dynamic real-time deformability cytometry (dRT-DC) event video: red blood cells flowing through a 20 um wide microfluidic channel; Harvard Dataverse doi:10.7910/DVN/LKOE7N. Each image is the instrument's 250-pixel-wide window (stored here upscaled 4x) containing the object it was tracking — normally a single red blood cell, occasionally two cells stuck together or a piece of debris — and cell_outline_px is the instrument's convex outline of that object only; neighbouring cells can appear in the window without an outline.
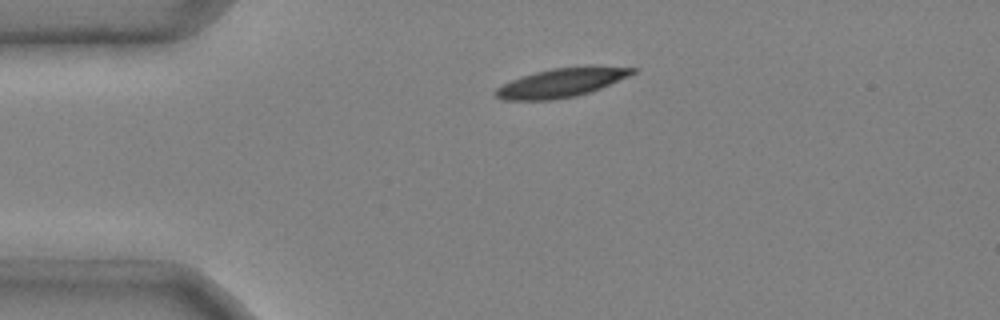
{"species": "common noctule bat (a hibernating species)", "species_latin": "Nyctalus noctula", "temperature_condition": "cold", "stored_images_in_passage": 33, "camera_frame_rate_fps": 3000, "um_per_image_px": 0.085, "animal": {"sex": "male", "body_mass_g": 20.4}, "frame": {"image": 1, "passage_image": 1, "time_ms": 0.0, "image_size_px": [1000, 320], "cell_outline_px": [[640, 68], [636, 72], [628, 76], [600, 88], [576, 96], [552, 100], [504, 100], [496, 96], [492, 92], [496, 88], [512, 80], [536, 72], [552, 68], [588, 64], [592, 64]], "centroid_in_image_um": [47.78, 6.99], "position_along_channel_um": 37.2, "area_um2": 23.41}}
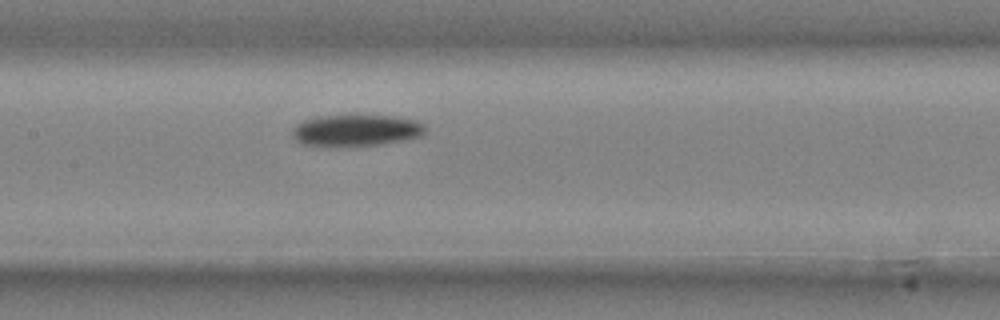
{"frame": {"image": 2, "passage_image": 14, "time_ms": 4.333, "image_size_px": [1000, 320], "cell_outline_px": [[424, 136], [384, 144], [336, 148], [328, 148], [300, 144], [292, 136], [292, 128], [296, 124], [304, 120], [320, 116], [392, 116], [416, 120], [424, 124]], "centroid_in_image_um": [30.22, 11.13], "position_along_channel_um": 177.2, "area_um2": 25.09}}
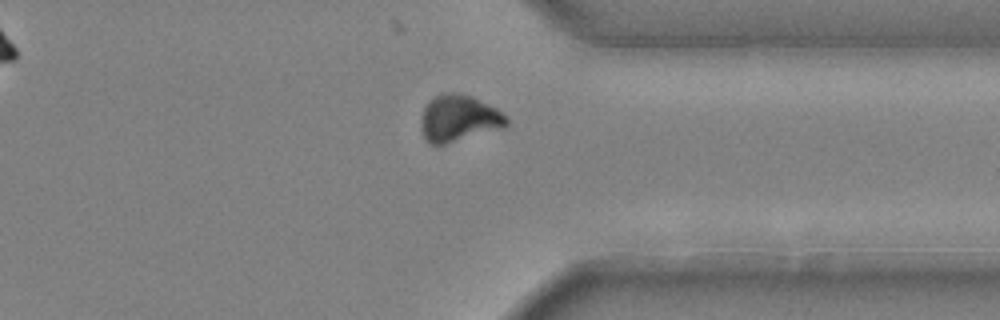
{"frame": {"image": 3, "passage_image": 29, "time_ms": 9.333, "image_size_px": [1000, 320], "cell_outline_px": [[508, 124], [504, 128], [444, 144], [428, 144], [420, 128], [420, 120], [424, 108], [436, 96], [448, 92], [472, 96], [496, 108], [508, 116]], "centroid_in_image_um": [39.01, 10.08], "position_along_channel_um": 372.4, "area_um2": 23.12}, "authors_computed_cell_mechanics": {"area_um2": 24.0448, "velocity_mm_per_s": 3.9465, "shape_relaxation_time_tau1_ms": 4.8743, "shape_relaxation_time_tau2_ms": null, "deformation_change_tau1": 0.1536, "deformation_change_tau2": null}}